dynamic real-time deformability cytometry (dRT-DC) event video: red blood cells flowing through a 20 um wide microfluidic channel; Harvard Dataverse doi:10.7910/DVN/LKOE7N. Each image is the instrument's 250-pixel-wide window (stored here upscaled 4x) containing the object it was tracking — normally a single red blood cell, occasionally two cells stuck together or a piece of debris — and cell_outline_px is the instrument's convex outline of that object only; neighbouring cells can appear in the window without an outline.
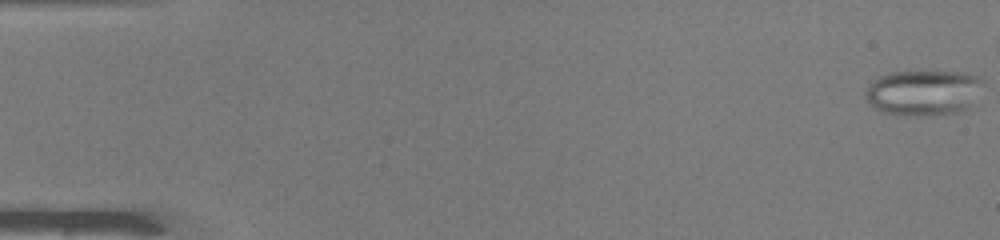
{"species": "common noctule bat (a hibernating species)", "species_latin": "Nyctalus noctula", "temperature_condition": "warm", "stored_images_in_passage": 44, "camera_frame_rate_fps": 3000, "um_per_image_px": 0.085, "animal": {"sex": "male", "body_mass_g": 19.0, "forearm_length_mm": 50.8}, "frame": {"image": 1, "passage_image": 1, "time_ms": 0.0, "image_size_px": [1000, 240], "cell_outline_px": [[984, 80], [968, 108], [960, 112], [916, 116], [904, 116], [884, 112], [868, 104], [864, 96], [868, 84], [872, 80], [880, 76], [892, 72], [964, 72], [976, 76]], "centroid_in_image_um": [78.43, 7.88], "position_along_channel_um": 6.6, "area_um2": 31.1}}
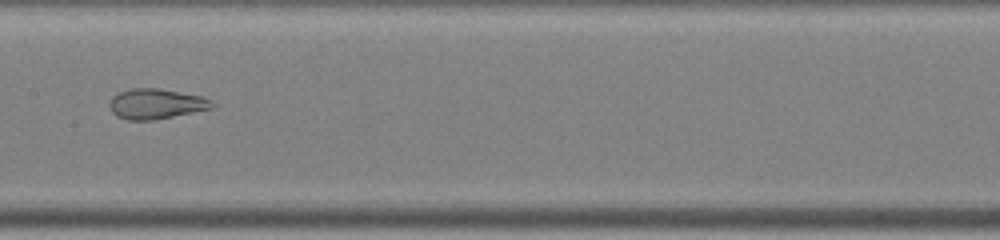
{"frame": {"image": 2, "passage_image": 26, "time_ms": 8.333, "image_size_px": [1000, 240], "cell_outline_px": [[216, 104], [212, 108], [152, 120], [128, 120], [116, 116], [112, 112], [108, 104], [112, 96], [120, 92], [132, 88], [160, 88], [200, 96], [212, 100]], "centroid_in_image_um": [13.24, 8.82], "position_along_channel_um": 194.2, "area_um2": 17.98}}
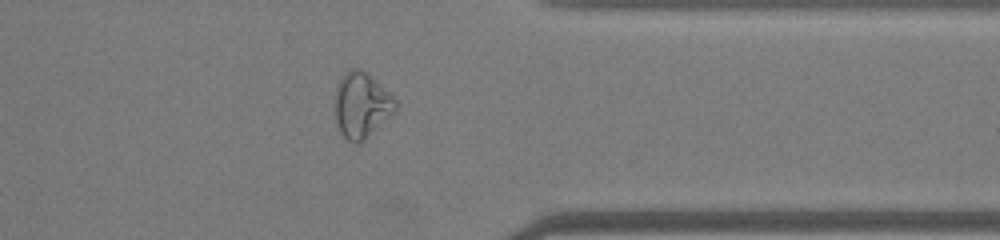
{"frame": {"image": 3, "passage_image": 40, "time_ms": 13.0, "image_size_px": [1000, 240], "cell_outline_px": [[396, 112], [364, 140], [356, 144], [348, 140], [340, 132], [336, 124], [336, 84], [340, 76], [344, 72], [352, 68], [360, 68], [388, 92], [396, 100]], "centroid_in_image_um": [30.72, 8.94], "position_along_channel_um": 380.7, "area_um2": 22.95}}